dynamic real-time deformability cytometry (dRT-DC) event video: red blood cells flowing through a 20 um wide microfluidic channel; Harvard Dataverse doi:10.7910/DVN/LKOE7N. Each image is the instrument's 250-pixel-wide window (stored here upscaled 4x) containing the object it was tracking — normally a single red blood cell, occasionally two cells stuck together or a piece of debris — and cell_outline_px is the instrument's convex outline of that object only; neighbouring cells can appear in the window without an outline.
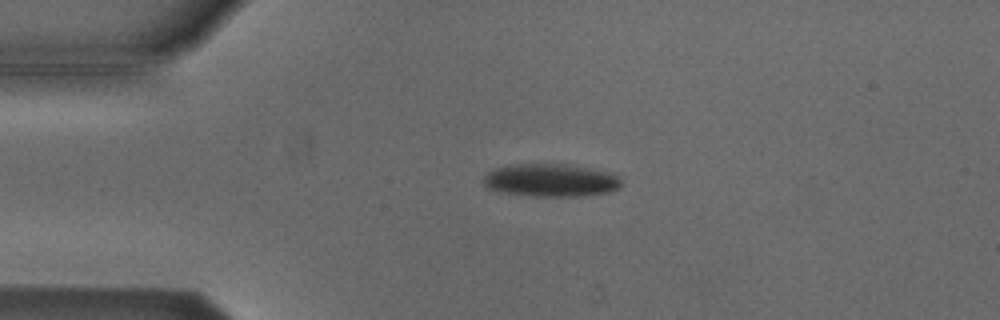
{"species": "Egyptian fruit bat (a non-hibernating species)", "species_latin": "Rousettus aegyptiacus", "temperature_condition": "cold", "stored_images_in_passage": 43, "camera_frame_rate_fps": 3000, "um_per_image_px": 0.085, "animal": {"sex": "male"}, "frame": {"image": 1, "passage_image": 2, "time_ms": 0.333, "image_size_px": [1000, 320], "cell_outline_px": [[620, 188], [612, 192], [580, 196], [532, 196], [504, 192], [488, 188], [484, 184], [484, 176], [488, 172], [496, 168], [508, 164], [564, 164], [608, 172], [616, 176], [620, 180]], "centroid_in_image_um": [46.8, 15.33], "position_along_channel_um": 38.2, "area_um2": 26.18}}
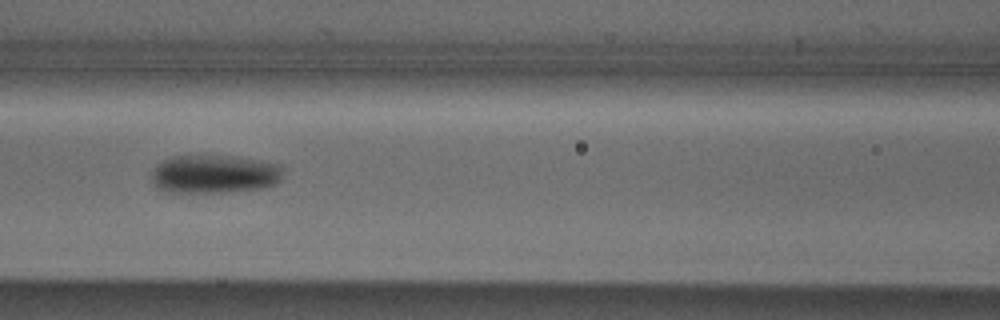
{"frame": {"image": 2, "passage_image": 13, "time_ms": 4.0, "image_size_px": [1000, 320], "cell_outline_px": [[280, 180], [276, 184], [260, 188], [228, 192], [164, 192], [156, 188], [152, 180], [152, 172], [164, 160], [172, 156], [220, 156], [252, 160], [280, 164]], "centroid_in_image_um": [18.16, 14.82], "position_along_channel_um": 148.4, "area_um2": 28.84}}
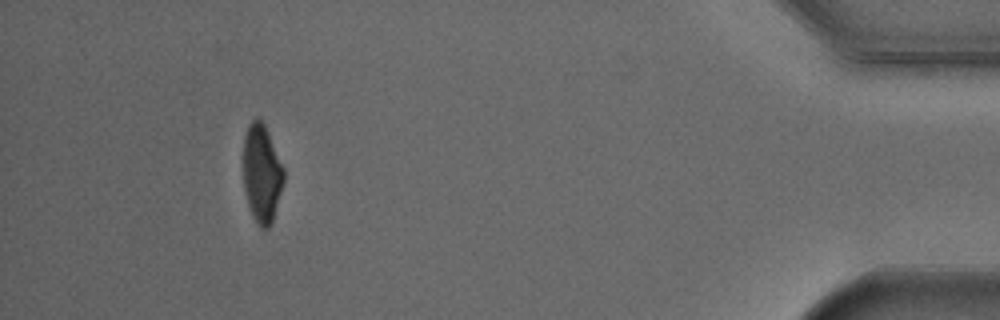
{"frame": {"image": 3, "passage_image": 39, "time_ms": 12.667, "image_size_px": [1000, 320], "cell_outline_px": [[284, 180], [272, 224], [268, 228], [260, 228], [252, 216], [248, 204], [244, 188], [244, 136], [248, 124], [252, 120], [260, 120], [264, 124], [284, 168]], "centroid_in_image_um": [22.25, 14.78], "position_along_channel_um": 412.9, "area_um2": 22.95}, "authors_computed_cell_mechanics": {"area_um2": 27.3394, "velocity_mm_per_s": 3.8313, "shape_relaxation_time_tau1_ms": 4.6698, "shape_relaxation_time_tau2_ms": 5.6687, "deformation_change_tau1": 0.1397, "deformation_change_tau2": 0.0969}}